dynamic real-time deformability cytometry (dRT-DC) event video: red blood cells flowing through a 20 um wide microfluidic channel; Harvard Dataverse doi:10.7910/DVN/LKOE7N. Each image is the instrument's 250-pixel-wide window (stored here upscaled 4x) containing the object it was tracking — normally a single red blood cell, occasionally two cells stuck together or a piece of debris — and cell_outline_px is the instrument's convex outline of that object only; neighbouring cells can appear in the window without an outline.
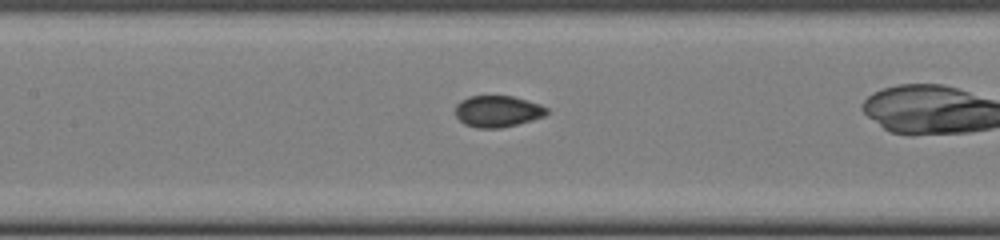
{"species": "common noctule bat (a hibernating species)", "species_latin": "Nyctalus noctula", "temperature_condition": "cold", "stored_images_in_passage": 28, "camera_frame_rate_fps": 3000, "um_per_image_px": 0.085, "animal": {"sex": "female", "body_mass_g": 22.0, "forearm_length_mm": 56.7}, "frame": {"image": 1, "passage_image": 13, "time_ms": 4.0, "image_size_px": [1000, 240], "cell_outline_px": [[548, 112], [544, 116], [532, 120], [500, 128], [476, 128], [464, 124], [456, 116], [456, 104], [460, 100], [468, 96], [512, 96], [540, 104], [548, 108]], "centroid_in_image_um": [42.28, 9.46], "position_along_channel_um": 165.1, "area_um2": 16.76}}
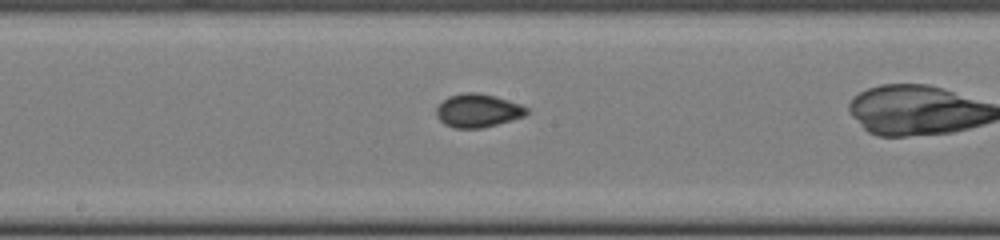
{"frame": {"image": 2, "passage_image": 16, "time_ms": 5.0, "image_size_px": [1000, 240], "cell_outline_px": [[528, 112], [524, 116], [496, 124], [480, 128], [452, 128], [444, 124], [436, 116], [436, 108], [448, 96], [464, 92], [476, 92], [496, 96], [520, 104], [528, 108]], "centroid_in_image_um": [40.59, 9.39], "position_along_channel_um": 207.6, "area_um2": 17.51}}
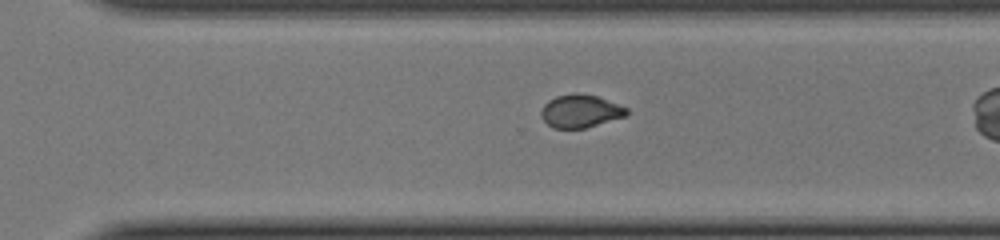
{"frame": {"image": 3, "passage_image": 24, "time_ms": 7.667, "image_size_px": [1000, 240], "cell_outline_px": [[628, 116], [584, 128], [552, 128], [544, 120], [540, 112], [544, 104], [548, 100], [556, 96], [576, 92], [596, 96], [628, 108]], "centroid_in_image_um": [49.34, 9.44], "position_along_channel_um": 321.3, "area_um2": 16.42}}